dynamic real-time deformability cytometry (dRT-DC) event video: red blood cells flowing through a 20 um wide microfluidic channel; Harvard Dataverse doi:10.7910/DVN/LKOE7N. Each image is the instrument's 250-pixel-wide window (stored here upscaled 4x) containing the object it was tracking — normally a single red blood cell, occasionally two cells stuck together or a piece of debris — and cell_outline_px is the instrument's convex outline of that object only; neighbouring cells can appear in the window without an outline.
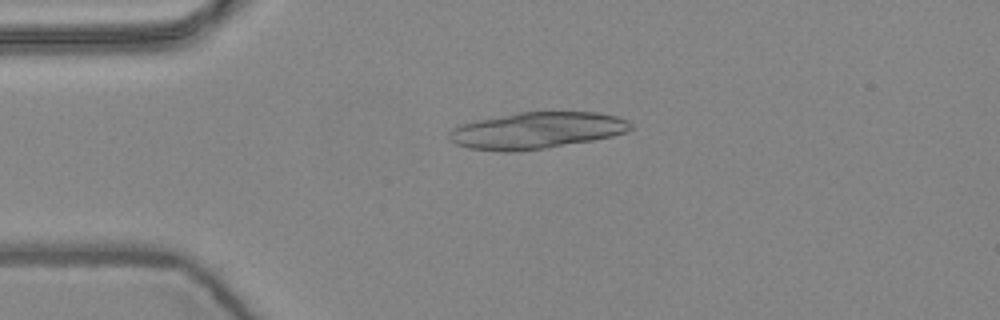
{"species": "common noctule bat (a hibernating species)", "species_latin": "Nyctalus noctula", "temperature_condition": "warm", "stored_images_in_passage": 5, "camera_frame_rate_fps": 3000, "um_per_image_px": 0.085, "animal": {"sex": "female", "body_mass_g": 24.6, "forearm_length_mm": 56.2}, "frame": {"image": 1, "passage_image": 4, "time_ms": 1.0, "image_size_px": [1000, 320], "cell_outline_px": [[632, 128], [624, 132], [612, 136], [592, 140], [544, 148], [516, 152], [500, 152], [468, 148], [456, 144], [448, 140], [448, 132], [452, 128], [460, 124], [476, 120], [520, 112], [596, 112], [616, 116], [628, 120], [632, 124]], "centroid_in_image_um": [45.56, 11.09], "position_along_channel_um": 39.4, "area_um2": 38.73}}